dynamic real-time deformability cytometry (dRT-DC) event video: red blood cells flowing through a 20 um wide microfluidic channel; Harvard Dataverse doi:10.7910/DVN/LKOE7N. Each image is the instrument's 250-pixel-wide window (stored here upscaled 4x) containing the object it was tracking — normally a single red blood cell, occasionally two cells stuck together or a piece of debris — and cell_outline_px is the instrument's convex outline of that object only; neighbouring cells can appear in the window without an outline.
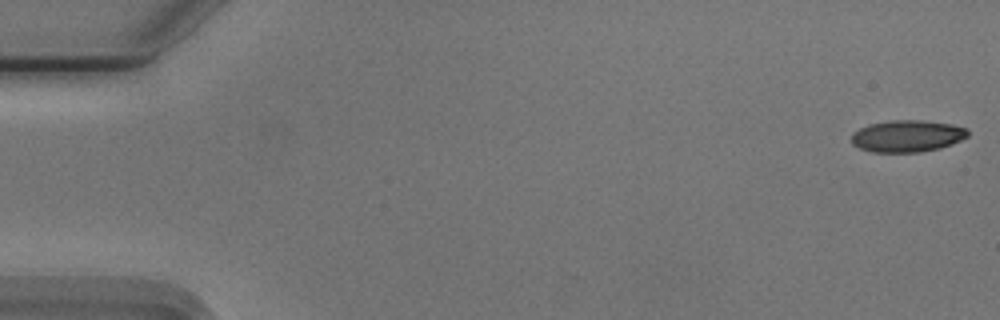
{"species": "Egyptian fruit bat (a non-hibernating species)", "species_latin": "Rousettus aegyptiacus", "temperature_condition": "cold", "stored_images_in_passage": 50, "camera_frame_rate_fps": 3000, "um_per_image_px": 0.085, "animal": {"sex": "male"}, "frame": {"image": 1, "passage_image": 1, "time_ms": 0.0, "image_size_px": [1000, 320], "cell_outline_px": [[968, 136], [952, 144], [940, 148], [920, 152], [872, 152], [860, 148], [852, 144], [852, 132], [868, 124], [892, 120], [920, 120], [952, 124], [968, 128]], "centroid_in_image_um": [77.11, 11.56], "position_along_channel_um": 7.9, "area_um2": 21.68}}
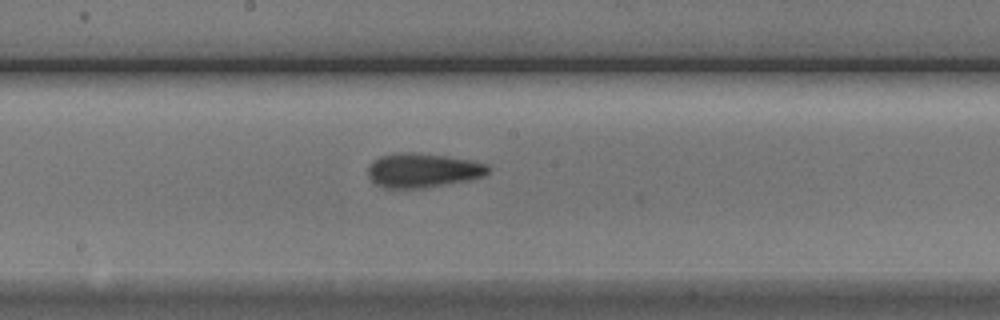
{"frame": {"image": 2, "passage_image": 29, "time_ms": 9.333, "image_size_px": [1000, 320], "cell_outline_px": [[492, 168], [484, 176], [468, 180], [424, 188], [384, 188], [376, 184], [368, 176], [368, 164], [372, 160], [380, 156], [400, 152], [412, 152], [444, 156], [472, 160], [488, 164]], "centroid_in_image_um": [35.93, 14.47], "position_along_channel_um": 212.3, "area_um2": 24.16}}
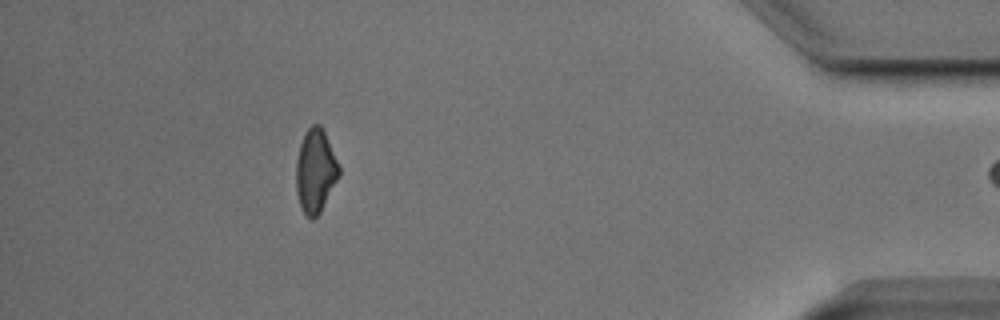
{"frame": {"image": 3, "passage_image": 49, "time_ms": 16.0, "image_size_px": [1000, 320], "cell_outline_px": [[340, 172], [320, 212], [312, 220], [300, 208], [296, 192], [296, 160], [300, 144], [304, 132], [312, 124], [320, 124], [324, 132], [340, 168]], "centroid_in_image_um": [26.78, 14.52], "position_along_channel_um": 408.4, "area_um2": 20.58}}